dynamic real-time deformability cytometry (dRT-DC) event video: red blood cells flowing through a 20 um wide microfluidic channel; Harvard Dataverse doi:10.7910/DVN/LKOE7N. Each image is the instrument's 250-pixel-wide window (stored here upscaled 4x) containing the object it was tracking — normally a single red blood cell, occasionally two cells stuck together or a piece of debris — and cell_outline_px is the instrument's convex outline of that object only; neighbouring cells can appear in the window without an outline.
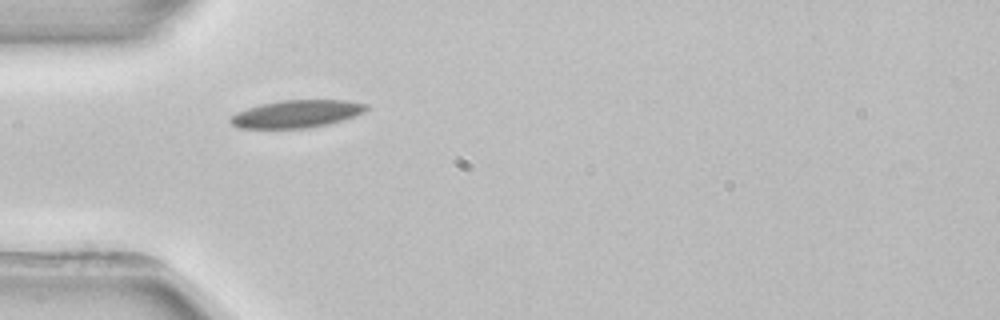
{"species": "common noctule bat (a hibernating species)", "species_latin": "Nyctalus noctula", "temperature_condition": "room temperature", "stored_images_in_passage": 3, "camera_frame_rate_fps": 3000, "um_per_image_px": 0.085, "animal": {"sex": "female", "body_mass_g": 22.7, "forearm_length_mm": 54.2}, "frame": {"image": 1, "passage_image": 3, "time_ms": 0.667, "image_size_px": [1000, 320], "cell_outline_px": [[368, 108], [364, 112], [356, 116], [328, 124], [304, 128], [236, 128], [228, 120], [228, 116], [236, 112], [260, 104], [280, 100], [348, 100], [368, 104]], "centroid_in_image_um": [25.19, 9.67], "position_along_channel_um": 59.8, "area_um2": 22.02}}